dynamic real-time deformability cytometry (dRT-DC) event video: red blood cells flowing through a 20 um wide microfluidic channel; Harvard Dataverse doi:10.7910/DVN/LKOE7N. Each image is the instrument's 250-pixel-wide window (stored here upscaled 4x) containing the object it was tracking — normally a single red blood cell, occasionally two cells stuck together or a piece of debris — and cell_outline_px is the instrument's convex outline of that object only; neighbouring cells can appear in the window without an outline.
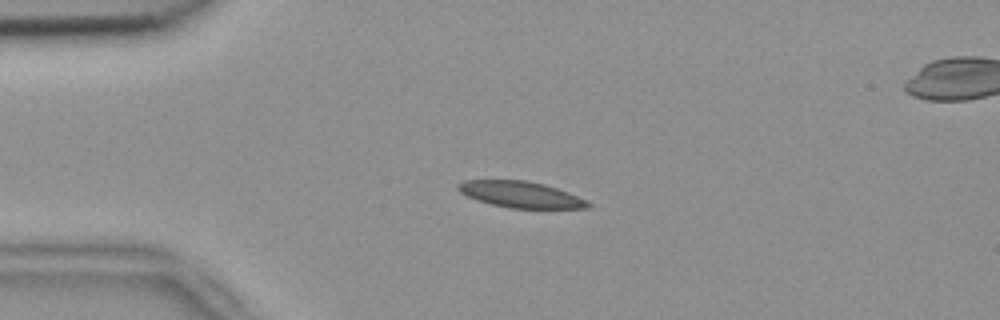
{"species": "common noctule bat (a hibernating species)", "species_latin": "Nyctalus noctula", "temperature_condition": "room temperature", "stored_images_in_passage": 54, "segment_of_instrument_passage": [1, 2], "camera_frame_rate_fps": 3000, "um_per_image_px": 0.085, "animal": {"sex": "female", "body_mass_g": 18.4}, "frame": {"image": 1, "passage_image": 12, "time_ms": 3.667, "image_size_px": [1000, 320], "cell_outline_px": [[592, 204], [588, 208], [508, 208], [476, 200], [460, 192], [456, 188], [456, 184], [464, 180], [524, 180], [544, 184], [568, 192]], "centroid_in_image_um": [44.2, 16.53], "position_along_channel_um": 40.8, "area_um2": 19.71}}
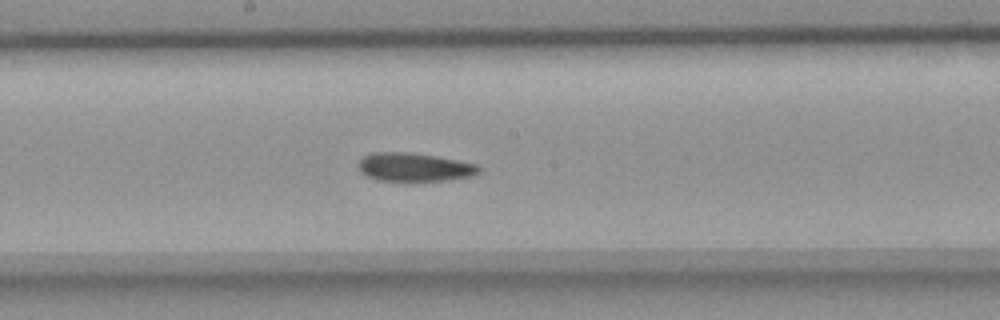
{"frame": {"image": 2, "passage_image": 28, "time_ms": 9.0, "image_size_px": [1000, 320], "cell_outline_px": [[480, 172], [476, 176], [448, 180], [412, 184], [376, 180], [360, 172], [356, 164], [364, 156], [372, 152], [408, 152], [436, 156], [476, 164], [480, 168]], "centroid_in_image_um": [35.2, 14.26], "position_along_channel_um": 213.0, "area_um2": 21.04}}
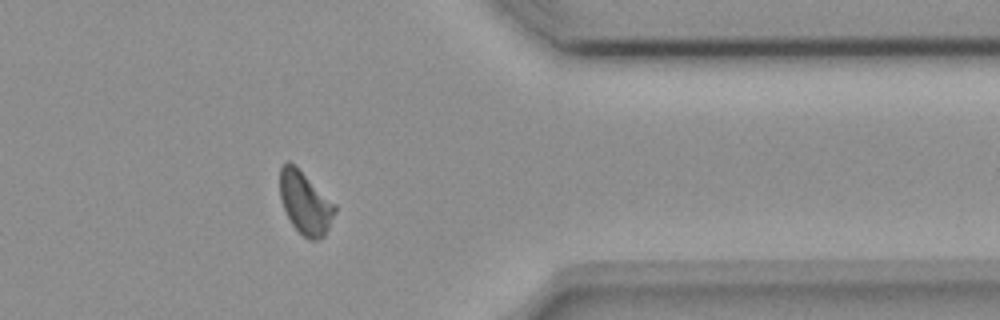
{"frame": {"image": 3, "passage_image": 43, "time_ms": 14.0, "image_size_px": [1000, 320], "cell_outline_px": [[336, 212], [324, 236], [316, 240], [308, 240], [292, 224], [280, 200], [280, 168], [288, 160], [336, 204]], "centroid_in_image_um": [25.94, 17.27], "position_along_channel_um": 385.5, "area_um2": 19.65}}